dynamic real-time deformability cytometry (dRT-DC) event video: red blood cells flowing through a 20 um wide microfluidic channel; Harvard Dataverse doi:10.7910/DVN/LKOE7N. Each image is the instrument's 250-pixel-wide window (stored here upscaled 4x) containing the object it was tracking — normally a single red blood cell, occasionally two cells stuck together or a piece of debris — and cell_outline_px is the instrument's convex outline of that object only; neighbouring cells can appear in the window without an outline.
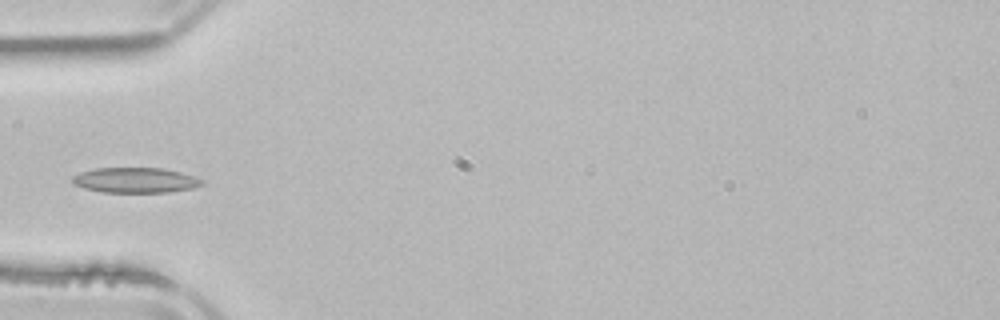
{"species": "common noctule bat (a hibernating species)", "species_latin": "Nyctalus noctula", "temperature_condition": "room temperature", "stored_images_in_passage": 5, "camera_frame_rate_fps": 3000, "um_per_image_px": 0.085, "animal": {"sex": "male", "body_mass_g": 21.5, "forearm_length_mm": 52.0}, "frame": {"image": 1, "passage_image": 5, "time_ms": 5.667, "image_size_px": [1000, 320], "cell_outline_px": [[204, 184], [192, 188], [168, 192], [104, 192], [84, 188], [72, 184], [72, 176], [80, 172], [96, 168], [164, 168], [180, 172], [204, 180]], "centroid_in_image_um": [11.49, 15.31], "position_along_channel_um": 73.5, "area_um2": 19.02}}